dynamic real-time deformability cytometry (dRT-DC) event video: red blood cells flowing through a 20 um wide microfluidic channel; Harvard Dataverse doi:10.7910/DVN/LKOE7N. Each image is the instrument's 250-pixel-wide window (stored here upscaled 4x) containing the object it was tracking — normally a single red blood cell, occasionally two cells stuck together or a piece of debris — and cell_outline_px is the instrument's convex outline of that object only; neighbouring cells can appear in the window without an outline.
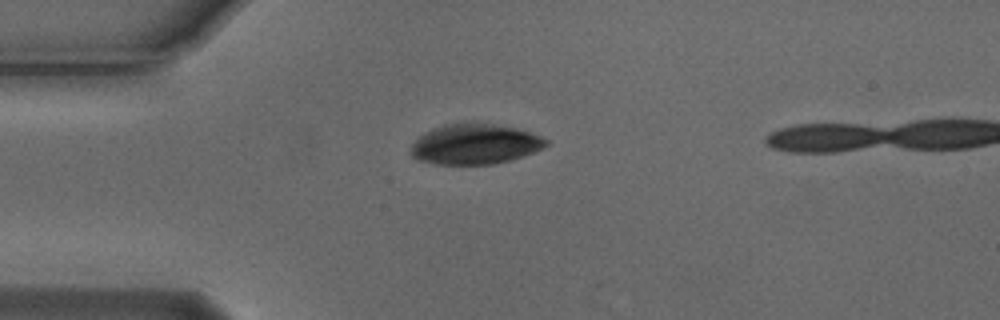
{"species": "Egyptian fruit bat (a non-hibernating species)", "species_latin": "Rousettus aegyptiacus", "temperature_condition": "cold", "stored_images_in_passage": 38, "camera_frame_rate_fps": 3000, "um_per_image_px": 0.085, "animal": {"sex": "male"}, "frame": {"image": 1, "passage_image": 1, "time_ms": 0.0, "image_size_px": [1000, 320], "cell_outline_px": [[548, 144], [544, 148], [508, 160], [492, 164], [436, 164], [416, 160], [412, 156], [412, 144], [424, 132], [432, 128], [448, 124], [492, 124], [516, 128], [540, 136], [548, 140]], "centroid_in_image_um": [40.34, 12.26], "position_along_channel_um": 44.7, "area_um2": 31.15}}
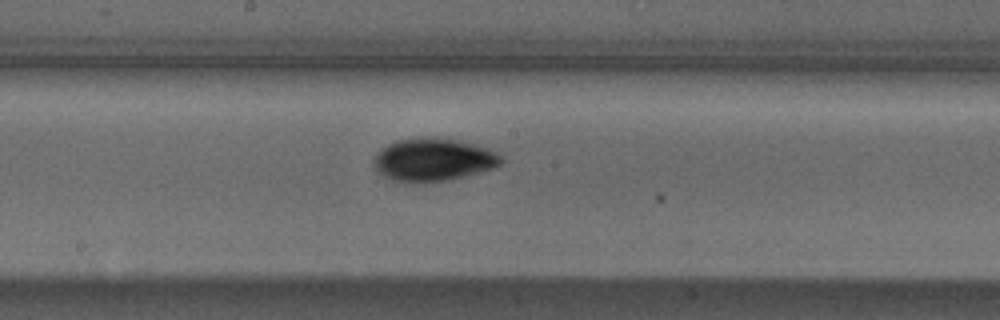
{"frame": {"image": 2, "passage_image": 16, "time_ms": 5.0, "image_size_px": [1000, 320], "cell_outline_px": [[504, 160], [500, 164], [492, 168], [480, 172], [448, 180], [416, 184], [412, 184], [392, 180], [376, 172], [372, 168], [372, 160], [376, 152], [380, 148], [396, 140], [420, 136], [436, 136], [456, 140], [488, 148], [496, 152]], "centroid_in_image_um": [36.73, 13.58], "position_along_channel_um": 211.5, "area_um2": 32.6}}
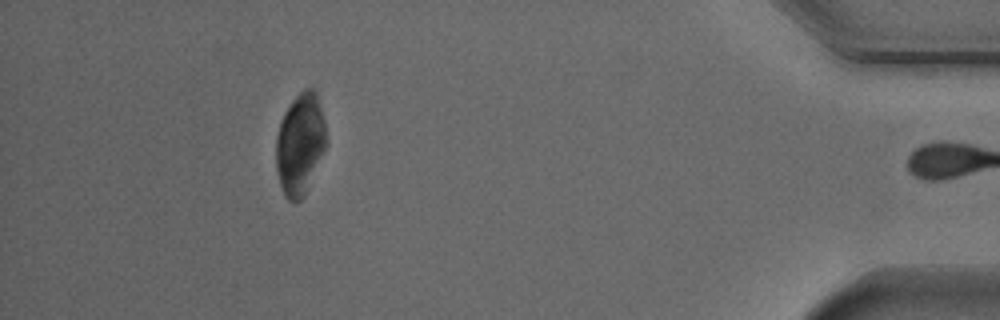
{"frame": {"image": 3, "passage_image": 37, "time_ms": 12.0, "image_size_px": [1000, 320], "cell_outline_px": [[328, 144], [304, 196], [300, 200], [288, 200], [284, 196], [276, 172], [276, 136], [280, 120], [284, 112], [292, 100], [304, 88], [316, 88], [324, 120]], "centroid_in_image_um": [25.51, 12.22], "position_along_channel_um": 409.7, "area_um2": 30.11}}